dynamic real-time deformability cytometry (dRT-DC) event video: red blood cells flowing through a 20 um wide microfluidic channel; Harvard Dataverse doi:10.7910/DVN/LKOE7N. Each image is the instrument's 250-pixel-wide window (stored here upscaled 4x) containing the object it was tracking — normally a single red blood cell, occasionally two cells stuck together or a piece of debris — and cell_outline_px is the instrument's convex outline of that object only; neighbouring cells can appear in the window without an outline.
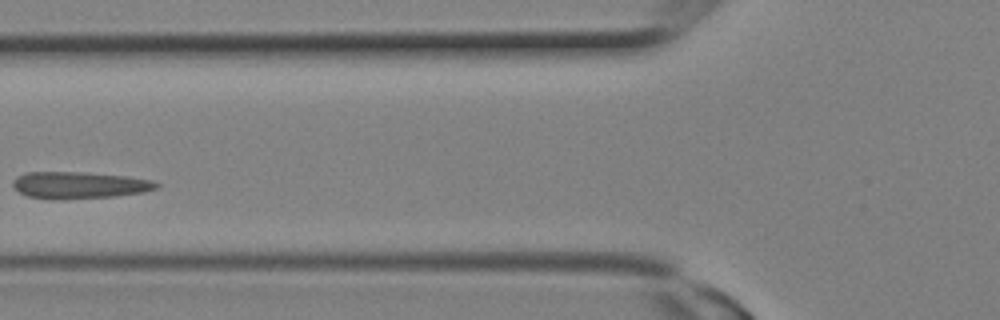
{"species": "Egyptian fruit bat (a non-hibernating species)", "species_latin": "Rousettus aegyptiacus", "temperature_condition": "room temperature", "stored_images_in_passage": 14, "camera_frame_rate_fps": 3000, "um_per_image_px": 0.085, "animal": {"sex": "female"}, "frame": {"image": 1, "passage_image": 7, "time_ms": 2.0, "image_size_px": [1000, 320], "cell_outline_px": [[160, 184], [156, 188], [144, 192], [116, 196], [28, 196], [20, 192], [12, 184], [12, 180], [16, 176], [24, 172], [84, 172], [128, 176], [152, 180]], "centroid_in_image_um": [6.79, 15.67], "position_along_channel_um": 119.0, "area_um2": 21.33}}
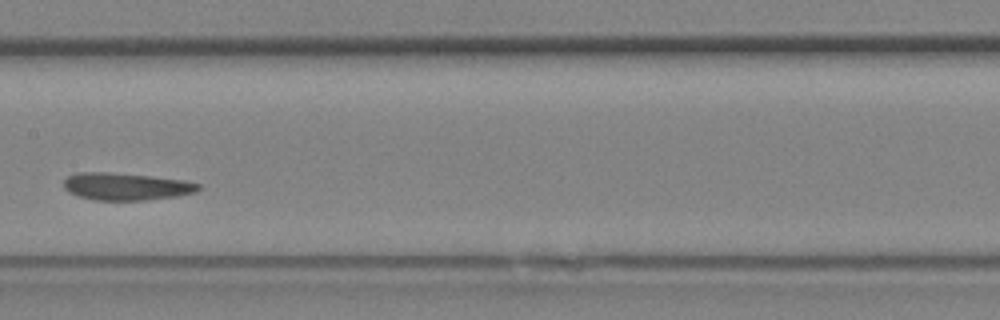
{"frame": {"image": 2, "passage_image": 10, "time_ms": 3.0, "image_size_px": [1000, 320], "cell_outline_px": [[200, 188], [196, 192], [176, 196], [144, 200], [92, 200], [68, 192], [64, 188], [64, 180], [68, 176], [76, 172], [112, 172], [184, 180], [200, 184]], "centroid_in_image_um": [10.69, 15.85], "position_along_channel_um": 196.7, "area_um2": 21.39}}